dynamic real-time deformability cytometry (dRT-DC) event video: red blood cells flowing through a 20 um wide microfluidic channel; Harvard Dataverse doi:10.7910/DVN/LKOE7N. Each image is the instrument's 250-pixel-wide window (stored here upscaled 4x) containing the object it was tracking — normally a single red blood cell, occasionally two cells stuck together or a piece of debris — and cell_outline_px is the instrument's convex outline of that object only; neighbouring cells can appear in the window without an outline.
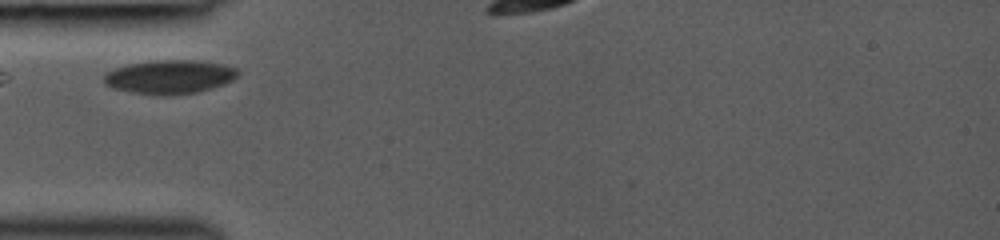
{"species": "common noctule bat (a hibernating species)", "species_latin": "Nyctalus noctula", "temperature_condition": "room temperature", "stored_images_in_passage": 24, "camera_frame_rate_fps": 3000, "um_per_image_px": 0.085, "animal": {"sex": "female", "body_mass_g": 19.0, "forearm_length_mm": 53.3}, "frame": {"image": 1, "passage_image": 1, "time_ms": 0.0, "image_size_px": [1000, 240], "cell_outline_px": [[240, 72], [232, 80], [224, 84], [212, 88], [196, 92], [172, 96], [156, 96], [132, 92], [112, 88], [104, 84], [104, 76], [108, 72], [116, 68], [128, 64], [156, 60], [192, 60], [224, 64], [236, 68]], "centroid_in_image_um": [14.42, 6.55], "position_along_channel_um": 70.6, "area_um2": 26.53}}